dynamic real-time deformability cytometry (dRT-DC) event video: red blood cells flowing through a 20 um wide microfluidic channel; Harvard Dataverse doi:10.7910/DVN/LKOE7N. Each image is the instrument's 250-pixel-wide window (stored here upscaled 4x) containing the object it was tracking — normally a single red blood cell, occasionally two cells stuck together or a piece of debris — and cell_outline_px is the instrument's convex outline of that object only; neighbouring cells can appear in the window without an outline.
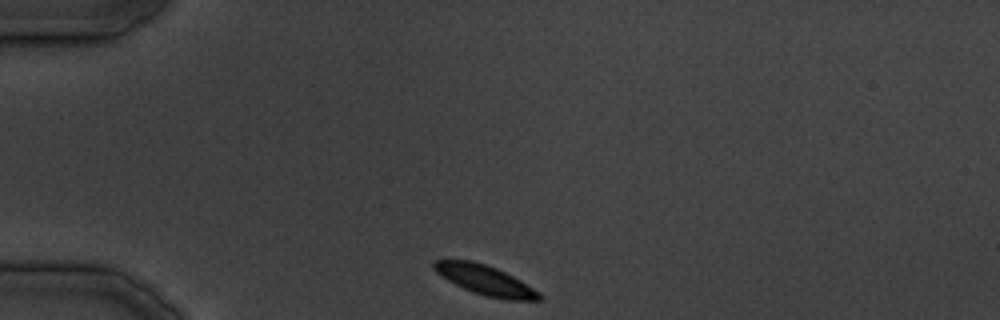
{"species": "common noctule bat (a hibernating species)", "species_latin": "Nyctalus noctula", "temperature_condition": "cold", "stored_images_in_passage": 30, "camera_frame_rate_fps": 3000, "um_per_image_px": 0.085, "animal": {"sex": "male", "body_mass_g": 19.5, "forearm_length_mm": 54.6}, "frame": {"image": 1, "passage_image": 1, "time_ms": 0.0, "image_size_px": [1000, 320], "cell_outline_px": [[544, 296], [540, 300], [508, 300], [484, 296], [472, 292], [440, 276], [432, 268], [432, 260], [472, 260], [496, 268], [520, 280], [540, 292]], "centroid_in_image_um": [41.23, 23.81], "position_along_channel_um": 43.8, "area_um2": 18.26}}
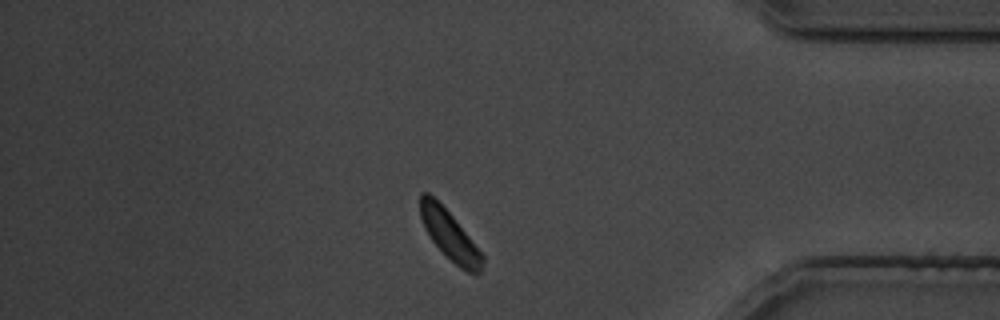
{"frame": {"image": 2, "passage_image": 25, "time_ms": 29.0, "image_size_px": [1000, 320], "cell_outline_px": [[484, 260], [480, 272], [468, 272], [460, 268], [432, 240], [424, 228], [420, 216], [420, 192], [428, 192], [452, 216], [484, 256]], "centroid_in_image_um": [38.19, 19.97], "position_along_channel_um": 397.0, "area_um2": 17.17}}
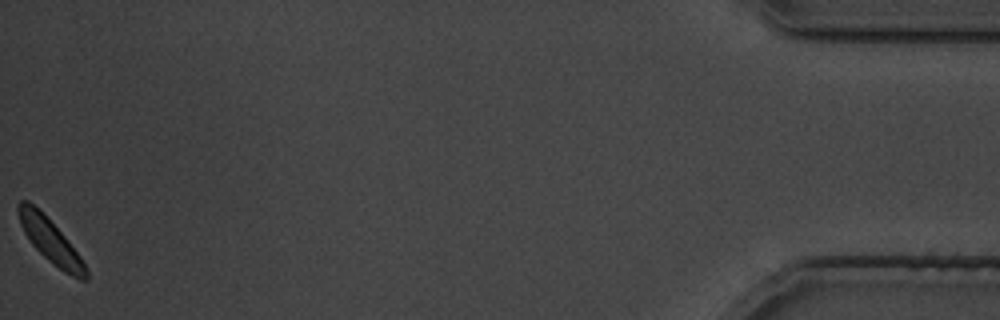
{"frame": {"image": 3, "passage_image": 30, "time_ms": 35.667, "image_size_px": [1000, 320], "cell_outline_px": [[88, 280], [80, 280], [64, 272], [48, 260], [32, 244], [24, 232], [20, 224], [16, 212], [16, 204], [20, 200], [28, 200], [64, 236], [80, 256], [88, 272]], "centroid_in_image_um": [4.25, 20.48], "position_along_channel_um": 430.9, "area_um2": 16.82}}